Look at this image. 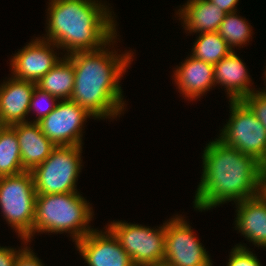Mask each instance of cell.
I'll return each instance as SVG.
<instances>
[{"mask_svg": "<svg viewBox=\"0 0 266 266\" xmlns=\"http://www.w3.org/2000/svg\"><path fill=\"white\" fill-rule=\"evenodd\" d=\"M117 36L102 49L67 55L74 66V89L70 99L86 109L94 120L115 119L126 109L120 79L132 63L134 53L130 50L118 54L110 50Z\"/></svg>", "mask_w": 266, "mask_h": 266, "instance_id": "obj_1", "label": "cell"}, {"mask_svg": "<svg viewBox=\"0 0 266 266\" xmlns=\"http://www.w3.org/2000/svg\"><path fill=\"white\" fill-rule=\"evenodd\" d=\"M229 102V120L220 130L218 139L266 165V130L263 124L241 100Z\"/></svg>", "mask_w": 266, "mask_h": 266, "instance_id": "obj_8", "label": "cell"}, {"mask_svg": "<svg viewBox=\"0 0 266 266\" xmlns=\"http://www.w3.org/2000/svg\"><path fill=\"white\" fill-rule=\"evenodd\" d=\"M106 231L94 228L92 232L75 242V247L88 266H134L118 239Z\"/></svg>", "mask_w": 266, "mask_h": 266, "instance_id": "obj_12", "label": "cell"}, {"mask_svg": "<svg viewBox=\"0 0 266 266\" xmlns=\"http://www.w3.org/2000/svg\"><path fill=\"white\" fill-rule=\"evenodd\" d=\"M237 11L226 13L225 18L220 23L218 33L232 49L243 47L252 38V27L245 18L237 15Z\"/></svg>", "mask_w": 266, "mask_h": 266, "instance_id": "obj_22", "label": "cell"}, {"mask_svg": "<svg viewBox=\"0 0 266 266\" xmlns=\"http://www.w3.org/2000/svg\"><path fill=\"white\" fill-rule=\"evenodd\" d=\"M40 38L36 37L11 57V74L14 78L36 83L61 60L54 52L59 47Z\"/></svg>", "mask_w": 266, "mask_h": 266, "instance_id": "obj_11", "label": "cell"}, {"mask_svg": "<svg viewBox=\"0 0 266 266\" xmlns=\"http://www.w3.org/2000/svg\"><path fill=\"white\" fill-rule=\"evenodd\" d=\"M202 175L195 191L194 209L213 207L256 197L260 191L263 165L254 157L241 153L216 138L202 153Z\"/></svg>", "mask_w": 266, "mask_h": 266, "instance_id": "obj_2", "label": "cell"}, {"mask_svg": "<svg viewBox=\"0 0 266 266\" xmlns=\"http://www.w3.org/2000/svg\"><path fill=\"white\" fill-rule=\"evenodd\" d=\"M107 226L129 255L134 266L163 265L166 221L155 229L122 220H113Z\"/></svg>", "mask_w": 266, "mask_h": 266, "instance_id": "obj_7", "label": "cell"}, {"mask_svg": "<svg viewBox=\"0 0 266 266\" xmlns=\"http://www.w3.org/2000/svg\"><path fill=\"white\" fill-rule=\"evenodd\" d=\"M264 74H265V79L264 80H266V67H265V72H264ZM266 85V84H265ZM260 92H263L264 94H266V87L264 88V90L262 89Z\"/></svg>", "mask_w": 266, "mask_h": 266, "instance_id": "obj_31", "label": "cell"}, {"mask_svg": "<svg viewBox=\"0 0 266 266\" xmlns=\"http://www.w3.org/2000/svg\"><path fill=\"white\" fill-rule=\"evenodd\" d=\"M82 146H56L50 156L32 171L37 195L77 191L82 169Z\"/></svg>", "mask_w": 266, "mask_h": 266, "instance_id": "obj_6", "label": "cell"}, {"mask_svg": "<svg viewBox=\"0 0 266 266\" xmlns=\"http://www.w3.org/2000/svg\"><path fill=\"white\" fill-rule=\"evenodd\" d=\"M229 256L227 266H262L253 251L243 244L235 245Z\"/></svg>", "mask_w": 266, "mask_h": 266, "instance_id": "obj_24", "label": "cell"}, {"mask_svg": "<svg viewBox=\"0 0 266 266\" xmlns=\"http://www.w3.org/2000/svg\"><path fill=\"white\" fill-rule=\"evenodd\" d=\"M41 100L46 102V107L42 108ZM59 102V99L53 95H50L48 92L40 90L38 87H35L31 101L29 104V113L32 111H36V119L33 121H29L31 123H38L40 122L44 117L49 115L56 107L57 103Z\"/></svg>", "mask_w": 266, "mask_h": 266, "instance_id": "obj_23", "label": "cell"}, {"mask_svg": "<svg viewBox=\"0 0 266 266\" xmlns=\"http://www.w3.org/2000/svg\"><path fill=\"white\" fill-rule=\"evenodd\" d=\"M36 190L31 171L0 177V209L18 237L33 240Z\"/></svg>", "mask_w": 266, "mask_h": 266, "instance_id": "obj_5", "label": "cell"}, {"mask_svg": "<svg viewBox=\"0 0 266 266\" xmlns=\"http://www.w3.org/2000/svg\"><path fill=\"white\" fill-rule=\"evenodd\" d=\"M176 15L186 32L200 34L218 31L226 13L208 0H188Z\"/></svg>", "mask_w": 266, "mask_h": 266, "instance_id": "obj_18", "label": "cell"}, {"mask_svg": "<svg viewBox=\"0 0 266 266\" xmlns=\"http://www.w3.org/2000/svg\"><path fill=\"white\" fill-rule=\"evenodd\" d=\"M36 87L57 97L70 99L74 89V66L67 56L36 82Z\"/></svg>", "mask_w": 266, "mask_h": 266, "instance_id": "obj_19", "label": "cell"}, {"mask_svg": "<svg viewBox=\"0 0 266 266\" xmlns=\"http://www.w3.org/2000/svg\"><path fill=\"white\" fill-rule=\"evenodd\" d=\"M259 195L266 201V165L261 170Z\"/></svg>", "mask_w": 266, "mask_h": 266, "instance_id": "obj_29", "label": "cell"}, {"mask_svg": "<svg viewBox=\"0 0 266 266\" xmlns=\"http://www.w3.org/2000/svg\"><path fill=\"white\" fill-rule=\"evenodd\" d=\"M6 127V125L1 121L0 119V134L3 131V129Z\"/></svg>", "mask_w": 266, "mask_h": 266, "instance_id": "obj_30", "label": "cell"}, {"mask_svg": "<svg viewBox=\"0 0 266 266\" xmlns=\"http://www.w3.org/2000/svg\"><path fill=\"white\" fill-rule=\"evenodd\" d=\"M198 35L193 48H191L190 55L193 58L215 65L232 52V49L217 31Z\"/></svg>", "mask_w": 266, "mask_h": 266, "instance_id": "obj_20", "label": "cell"}, {"mask_svg": "<svg viewBox=\"0 0 266 266\" xmlns=\"http://www.w3.org/2000/svg\"><path fill=\"white\" fill-rule=\"evenodd\" d=\"M94 118L71 99L60 100L55 109L38 124L42 133L55 146H82L83 129L87 118Z\"/></svg>", "mask_w": 266, "mask_h": 266, "instance_id": "obj_10", "label": "cell"}, {"mask_svg": "<svg viewBox=\"0 0 266 266\" xmlns=\"http://www.w3.org/2000/svg\"><path fill=\"white\" fill-rule=\"evenodd\" d=\"M25 171L22 166L20 147L12 126H6L0 134V177Z\"/></svg>", "mask_w": 266, "mask_h": 266, "instance_id": "obj_21", "label": "cell"}, {"mask_svg": "<svg viewBox=\"0 0 266 266\" xmlns=\"http://www.w3.org/2000/svg\"><path fill=\"white\" fill-rule=\"evenodd\" d=\"M189 56L174 68L173 80L183 98L194 101L215 86L214 65Z\"/></svg>", "mask_w": 266, "mask_h": 266, "instance_id": "obj_14", "label": "cell"}, {"mask_svg": "<svg viewBox=\"0 0 266 266\" xmlns=\"http://www.w3.org/2000/svg\"><path fill=\"white\" fill-rule=\"evenodd\" d=\"M25 244L22 250L18 253L14 266H44L33 250L28 247V241L25 238L20 237ZM27 244V245H26Z\"/></svg>", "mask_w": 266, "mask_h": 266, "instance_id": "obj_26", "label": "cell"}, {"mask_svg": "<svg viewBox=\"0 0 266 266\" xmlns=\"http://www.w3.org/2000/svg\"><path fill=\"white\" fill-rule=\"evenodd\" d=\"M12 127L18 139L23 169L32 171L50 156L56 146L42 133L38 123H18Z\"/></svg>", "mask_w": 266, "mask_h": 266, "instance_id": "obj_17", "label": "cell"}, {"mask_svg": "<svg viewBox=\"0 0 266 266\" xmlns=\"http://www.w3.org/2000/svg\"><path fill=\"white\" fill-rule=\"evenodd\" d=\"M243 60L233 50L214 65L215 86H224L229 101H240L255 90ZM251 88V89H250Z\"/></svg>", "mask_w": 266, "mask_h": 266, "instance_id": "obj_15", "label": "cell"}, {"mask_svg": "<svg viewBox=\"0 0 266 266\" xmlns=\"http://www.w3.org/2000/svg\"><path fill=\"white\" fill-rule=\"evenodd\" d=\"M235 204V229L256 247L266 248V201L258 194Z\"/></svg>", "mask_w": 266, "mask_h": 266, "instance_id": "obj_16", "label": "cell"}, {"mask_svg": "<svg viewBox=\"0 0 266 266\" xmlns=\"http://www.w3.org/2000/svg\"><path fill=\"white\" fill-rule=\"evenodd\" d=\"M22 250L19 248L0 246V266H14L18 253Z\"/></svg>", "mask_w": 266, "mask_h": 266, "instance_id": "obj_27", "label": "cell"}, {"mask_svg": "<svg viewBox=\"0 0 266 266\" xmlns=\"http://www.w3.org/2000/svg\"><path fill=\"white\" fill-rule=\"evenodd\" d=\"M46 34L66 53L102 49L116 35L114 16L106 3L98 0H49ZM105 4V5H104Z\"/></svg>", "mask_w": 266, "mask_h": 266, "instance_id": "obj_3", "label": "cell"}, {"mask_svg": "<svg viewBox=\"0 0 266 266\" xmlns=\"http://www.w3.org/2000/svg\"><path fill=\"white\" fill-rule=\"evenodd\" d=\"M263 124L266 130V94L254 91L241 100Z\"/></svg>", "mask_w": 266, "mask_h": 266, "instance_id": "obj_25", "label": "cell"}, {"mask_svg": "<svg viewBox=\"0 0 266 266\" xmlns=\"http://www.w3.org/2000/svg\"><path fill=\"white\" fill-rule=\"evenodd\" d=\"M182 216L166 221L164 266H212L208 251Z\"/></svg>", "mask_w": 266, "mask_h": 266, "instance_id": "obj_9", "label": "cell"}, {"mask_svg": "<svg viewBox=\"0 0 266 266\" xmlns=\"http://www.w3.org/2000/svg\"><path fill=\"white\" fill-rule=\"evenodd\" d=\"M212 4L216 5L224 11L225 13H231L238 11L236 5H238L239 0H208Z\"/></svg>", "mask_w": 266, "mask_h": 266, "instance_id": "obj_28", "label": "cell"}, {"mask_svg": "<svg viewBox=\"0 0 266 266\" xmlns=\"http://www.w3.org/2000/svg\"><path fill=\"white\" fill-rule=\"evenodd\" d=\"M35 87L36 83L13 76L0 84V119L6 126L29 122L26 118Z\"/></svg>", "mask_w": 266, "mask_h": 266, "instance_id": "obj_13", "label": "cell"}, {"mask_svg": "<svg viewBox=\"0 0 266 266\" xmlns=\"http://www.w3.org/2000/svg\"><path fill=\"white\" fill-rule=\"evenodd\" d=\"M90 202L79 192L37 195L33 235L35 233H69L76 242L94 229Z\"/></svg>", "mask_w": 266, "mask_h": 266, "instance_id": "obj_4", "label": "cell"}]
</instances>
